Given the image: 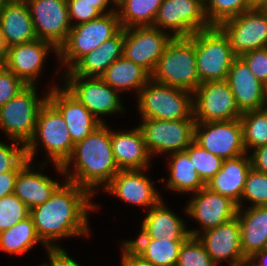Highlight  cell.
I'll use <instances>...</instances> for the list:
<instances>
[{"label":"cell","instance_id":"cell-15","mask_svg":"<svg viewBox=\"0 0 267 266\" xmlns=\"http://www.w3.org/2000/svg\"><path fill=\"white\" fill-rule=\"evenodd\" d=\"M168 33L154 26L126 28L123 56L142 66L151 74L167 45L173 39V35Z\"/></svg>","mask_w":267,"mask_h":266},{"label":"cell","instance_id":"cell-19","mask_svg":"<svg viewBox=\"0 0 267 266\" xmlns=\"http://www.w3.org/2000/svg\"><path fill=\"white\" fill-rule=\"evenodd\" d=\"M145 170H120L111 181L101 188L125 203L147 207L149 210L161 200L155 182L145 175Z\"/></svg>","mask_w":267,"mask_h":266},{"label":"cell","instance_id":"cell-41","mask_svg":"<svg viewBox=\"0 0 267 266\" xmlns=\"http://www.w3.org/2000/svg\"><path fill=\"white\" fill-rule=\"evenodd\" d=\"M28 161L25 145L13 140L11 145L0 141V174L19 171Z\"/></svg>","mask_w":267,"mask_h":266},{"label":"cell","instance_id":"cell-11","mask_svg":"<svg viewBox=\"0 0 267 266\" xmlns=\"http://www.w3.org/2000/svg\"><path fill=\"white\" fill-rule=\"evenodd\" d=\"M195 122L239 119L242 112L227 80L202 82L193 92Z\"/></svg>","mask_w":267,"mask_h":266},{"label":"cell","instance_id":"cell-44","mask_svg":"<svg viewBox=\"0 0 267 266\" xmlns=\"http://www.w3.org/2000/svg\"><path fill=\"white\" fill-rule=\"evenodd\" d=\"M262 83H267V47L254 49L240 56Z\"/></svg>","mask_w":267,"mask_h":266},{"label":"cell","instance_id":"cell-8","mask_svg":"<svg viewBox=\"0 0 267 266\" xmlns=\"http://www.w3.org/2000/svg\"><path fill=\"white\" fill-rule=\"evenodd\" d=\"M195 57L200 83L226 80L233 59L227 36L218 26L195 33Z\"/></svg>","mask_w":267,"mask_h":266},{"label":"cell","instance_id":"cell-48","mask_svg":"<svg viewBox=\"0 0 267 266\" xmlns=\"http://www.w3.org/2000/svg\"><path fill=\"white\" fill-rule=\"evenodd\" d=\"M18 172L9 171L0 174V198L14 193Z\"/></svg>","mask_w":267,"mask_h":266},{"label":"cell","instance_id":"cell-56","mask_svg":"<svg viewBox=\"0 0 267 266\" xmlns=\"http://www.w3.org/2000/svg\"><path fill=\"white\" fill-rule=\"evenodd\" d=\"M262 10L267 14V2H266V4L262 7Z\"/></svg>","mask_w":267,"mask_h":266},{"label":"cell","instance_id":"cell-9","mask_svg":"<svg viewBox=\"0 0 267 266\" xmlns=\"http://www.w3.org/2000/svg\"><path fill=\"white\" fill-rule=\"evenodd\" d=\"M138 126L151 157L184 151L194 141L195 119H141Z\"/></svg>","mask_w":267,"mask_h":266},{"label":"cell","instance_id":"cell-5","mask_svg":"<svg viewBox=\"0 0 267 266\" xmlns=\"http://www.w3.org/2000/svg\"><path fill=\"white\" fill-rule=\"evenodd\" d=\"M137 99L141 119H194L193 93L185 89L150 79Z\"/></svg>","mask_w":267,"mask_h":266},{"label":"cell","instance_id":"cell-29","mask_svg":"<svg viewBox=\"0 0 267 266\" xmlns=\"http://www.w3.org/2000/svg\"><path fill=\"white\" fill-rule=\"evenodd\" d=\"M28 161L18 172L14 194L31 210L46 202L61 185L47 175L35 172Z\"/></svg>","mask_w":267,"mask_h":266},{"label":"cell","instance_id":"cell-4","mask_svg":"<svg viewBox=\"0 0 267 266\" xmlns=\"http://www.w3.org/2000/svg\"><path fill=\"white\" fill-rule=\"evenodd\" d=\"M39 140L53 167L64 174L62 166L71 157L74 144L65 120L48 100L39 111L34 135L26 146L27 158L31 162L38 152Z\"/></svg>","mask_w":267,"mask_h":266},{"label":"cell","instance_id":"cell-58","mask_svg":"<svg viewBox=\"0 0 267 266\" xmlns=\"http://www.w3.org/2000/svg\"><path fill=\"white\" fill-rule=\"evenodd\" d=\"M115 5H117L121 0H112Z\"/></svg>","mask_w":267,"mask_h":266},{"label":"cell","instance_id":"cell-22","mask_svg":"<svg viewBox=\"0 0 267 266\" xmlns=\"http://www.w3.org/2000/svg\"><path fill=\"white\" fill-rule=\"evenodd\" d=\"M226 80L242 113L265 108L264 83L254 76L240 56L233 59Z\"/></svg>","mask_w":267,"mask_h":266},{"label":"cell","instance_id":"cell-1","mask_svg":"<svg viewBox=\"0 0 267 266\" xmlns=\"http://www.w3.org/2000/svg\"><path fill=\"white\" fill-rule=\"evenodd\" d=\"M92 196L86 188L65 180L46 202L30 210L36 232L48 248H60L56 240L61 238L89 235L88 211L96 210Z\"/></svg>","mask_w":267,"mask_h":266},{"label":"cell","instance_id":"cell-14","mask_svg":"<svg viewBox=\"0 0 267 266\" xmlns=\"http://www.w3.org/2000/svg\"><path fill=\"white\" fill-rule=\"evenodd\" d=\"M227 36L235 56L267 47V14L250 9L218 26Z\"/></svg>","mask_w":267,"mask_h":266},{"label":"cell","instance_id":"cell-28","mask_svg":"<svg viewBox=\"0 0 267 266\" xmlns=\"http://www.w3.org/2000/svg\"><path fill=\"white\" fill-rule=\"evenodd\" d=\"M0 29L8 47L38 39L27 2H7L0 12Z\"/></svg>","mask_w":267,"mask_h":266},{"label":"cell","instance_id":"cell-46","mask_svg":"<svg viewBox=\"0 0 267 266\" xmlns=\"http://www.w3.org/2000/svg\"><path fill=\"white\" fill-rule=\"evenodd\" d=\"M121 244V266H155L139 257L124 241Z\"/></svg>","mask_w":267,"mask_h":266},{"label":"cell","instance_id":"cell-2","mask_svg":"<svg viewBox=\"0 0 267 266\" xmlns=\"http://www.w3.org/2000/svg\"><path fill=\"white\" fill-rule=\"evenodd\" d=\"M74 171H70V165ZM67 181L86 188L92 195L105 187L120 171L111 145V129L102 123L74 145L71 157L62 166Z\"/></svg>","mask_w":267,"mask_h":266},{"label":"cell","instance_id":"cell-7","mask_svg":"<svg viewBox=\"0 0 267 266\" xmlns=\"http://www.w3.org/2000/svg\"><path fill=\"white\" fill-rule=\"evenodd\" d=\"M36 92L35 85H27L0 107V130L25 146L32 140L39 111L48 100V94L39 98Z\"/></svg>","mask_w":267,"mask_h":266},{"label":"cell","instance_id":"cell-54","mask_svg":"<svg viewBox=\"0 0 267 266\" xmlns=\"http://www.w3.org/2000/svg\"><path fill=\"white\" fill-rule=\"evenodd\" d=\"M264 103L265 108H267V83L264 84Z\"/></svg>","mask_w":267,"mask_h":266},{"label":"cell","instance_id":"cell-43","mask_svg":"<svg viewBox=\"0 0 267 266\" xmlns=\"http://www.w3.org/2000/svg\"><path fill=\"white\" fill-rule=\"evenodd\" d=\"M67 5L72 26L97 19L102 15L95 8V4L85 0H67Z\"/></svg>","mask_w":267,"mask_h":266},{"label":"cell","instance_id":"cell-34","mask_svg":"<svg viewBox=\"0 0 267 266\" xmlns=\"http://www.w3.org/2000/svg\"><path fill=\"white\" fill-rule=\"evenodd\" d=\"M163 0H121L116 7L123 29L153 26Z\"/></svg>","mask_w":267,"mask_h":266},{"label":"cell","instance_id":"cell-3","mask_svg":"<svg viewBox=\"0 0 267 266\" xmlns=\"http://www.w3.org/2000/svg\"><path fill=\"white\" fill-rule=\"evenodd\" d=\"M151 79L195 91L201 84L195 57V33L190 37H173L151 73Z\"/></svg>","mask_w":267,"mask_h":266},{"label":"cell","instance_id":"cell-23","mask_svg":"<svg viewBox=\"0 0 267 266\" xmlns=\"http://www.w3.org/2000/svg\"><path fill=\"white\" fill-rule=\"evenodd\" d=\"M111 145L114 158L120 170H146L150 168L151 155L145 145L140 128L112 131Z\"/></svg>","mask_w":267,"mask_h":266},{"label":"cell","instance_id":"cell-26","mask_svg":"<svg viewBox=\"0 0 267 266\" xmlns=\"http://www.w3.org/2000/svg\"><path fill=\"white\" fill-rule=\"evenodd\" d=\"M162 199L150 208L141 224V232L150 239L186 240L190 234L183 218L164 205Z\"/></svg>","mask_w":267,"mask_h":266},{"label":"cell","instance_id":"cell-31","mask_svg":"<svg viewBox=\"0 0 267 266\" xmlns=\"http://www.w3.org/2000/svg\"><path fill=\"white\" fill-rule=\"evenodd\" d=\"M101 78L117 91L135 90L138 96L140 90L151 79V74L142 66L124 56L113 62Z\"/></svg>","mask_w":267,"mask_h":266},{"label":"cell","instance_id":"cell-40","mask_svg":"<svg viewBox=\"0 0 267 266\" xmlns=\"http://www.w3.org/2000/svg\"><path fill=\"white\" fill-rule=\"evenodd\" d=\"M30 216V209L14 193L0 198V233Z\"/></svg>","mask_w":267,"mask_h":266},{"label":"cell","instance_id":"cell-17","mask_svg":"<svg viewBox=\"0 0 267 266\" xmlns=\"http://www.w3.org/2000/svg\"><path fill=\"white\" fill-rule=\"evenodd\" d=\"M193 195L184 211L201 225L202 230L188 229L190 236L197 237L201 232L218 227L237 216L238 206L234 201L206 186Z\"/></svg>","mask_w":267,"mask_h":266},{"label":"cell","instance_id":"cell-52","mask_svg":"<svg viewBox=\"0 0 267 266\" xmlns=\"http://www.w3.org/2000/svg\"><path fill=\"white\" fill-rule=\"evenodd\" d=\"M267 0H249V6L251 9H262Z\"/></svg>","mask_w":267,"mask_h":266},{"label":"cell","instance_id":"cell-27","mask_svg":"<svg viewBox=\"0 0 267 266\" xmlns=\"http://www.w3.org/2000/svg\"><path fill=\"white\" fill-rule=\"evenodd\" d=\"M246 209V210H245ZM238 207L241 248L246 259L267 249V206Z\"/></svg>","mask_w":267,"mask_h":266},{"label":"cell","instance_id":"cell-53","mask_svg":"<svg viewBox=\"0 0 267 266\" xmlns=\"http://www.w3.org/2000/svg\"><path fill=\"white\" fill-rule=\"evenodd\" d=\"M232 266H254V265L249 261V259H247L241 263H237V264L232 265Z\"/></svg>","mask_w":267,"mask_h":266},{"label":"cell","instance_id":"cell-57","mask_svg":"<svg viewBox=\"0 0 267 266\" xmlns=\"http://www.w3.org/2000/svg\"><path fill=\"white\" fill-rule=\"evenodd\" d=\"M8 2H13V1H19V2H27L28 0H7Z\"/></svg>","mask_w":267,"mask_h":266},{"label":"cell","instance_id":"cell-35","mask_svg":"<svg viewBox=\"0 0 267 266\" xmlns=\"http://www.w3.org/2000/svg\"><path fill=\"white\" fill-rule=\"evenodd\" d=\"M240 120L247 154L251 149L267 145V108L244 112Z\"/></svg>","mask_w":267,"mask_h":266},{"label":"cell","instance_id":"cell-24","mask_svg":"<svg viewBox=\"0 0 267 266\" xmlns=\"http://www.w3.org/2000/svg\"><path fill=\"white\" fill-rule=\"evenodd\" d=\"M248 154L223 160L221 169L206 183V187L230 198L237 205L245 187L248 172L251 169V161Z\"/></svg>","mask_w":267,"mask_h":266},{"label":"cell","instance_id":"cell-13","mask_svg":"<svg viewBox=\"0 0 267 266\" xmlns=\"http://www.w3.org/2000/svg\"><path fill=\"white\" fill-rule=\"evenodd\" d=\"M194 142L222 160L246 154L240 118L230 121L195 122Z\"/></svg>","mask_w":267,"mask_h":266},{"label":"cell","instance_id":"cell-39","mask_svg":"<svg viewBox=\"0 0 267 266\" xmlns=\"http://www.w3.org/2000/svg\"><path fill=\"white\" fill-rule=\"evenodd\" d=\"M176 266H217L206 251L203 243L189 236L181 245Z\"/></svg>","mask_w":267,"mask_h":266},{"label":"cell","instance_id":"cell-30","mask_svg":"<svg viewBox=\"0 0 267 266\" xmlns=\"http://www.w3.org/2000/svg\"><path fill=\"white\" fill-rule=\"evenodd\" d=\"M185 240L147 238L141 231L138 238L124 242L142 259L155 266H176L181 245Z\"/></svg>","mask_w":267,"mask_h":266},{"label":"cell","instance_id":"cell-37","mask_svg":"<svg viewBox=\"0 0 267 266\" xmlns=\"http://www.w3.org/2000/svg\"><path fill=\"white\" fill-rule=\"evenodd\" d=\"M198 175L206 184L220 169L223 160L203 149L194 141L185 149Z\"/></svg>","mask_w":267,"mask_h":266},{"label":"cell","instance_id":"cell-20","mask_svg":"<svg viewBox=\"0 0 267 266\" xmlns=\"http://www.w3.org/2000/svg\"><path fill=\"white\" fill-rule=\"evenodd\" d=\"M48 90V101L60 112L65 120L73 144L86 138L102 124L82 103L64 87L52 85ZM59 87V88H58Z\"/></svg>","mask_w":267,"mask_h":266},{"label":"cell","instance_id":"cell-32","mask_svg":"<svg viewBox=\"0 0 267 266\" xmlns=\"http://www.w3.org/2000/svg\"><path fill=\"white\" fill-rule=\"evenodd\" d=\"M169 178L166 186L169 190L181 193H197L206 184L198 175L189 154L184 151L174 152L169 155Z\"/></svg>","mask_w":267,"mask_h":266},{"label":"cell","instance_id":"cell-12","mask_svg":"<svg viewBox=\"0 0 267 266\" xmlns=\"http://www.w3.org/2000/svg\"><path fill=\"white\" fill-rule=\"evenodd\" d=\"M153 26L165 32L173 31V37H190L212 27L205 5L199 0H163Z\"/></svg>","mask_w":267,"mask_h":266},{"label":"cell","instance_id":"cell-21","mask_svg":"<svg viewBox=\"0 0 267 266\" xmlns=\"http://www.w3.org/2000/svg\"><path fill=\"white\" fill-rule=\"evenodd\" d=\"M197 238L217 266L225 259L229 263L228 266L247 260L242 253L241 230L237 216L218 227L201 232Z\"/></svg>","mask_w":267,"mask_h":266},{"label":"cell","instance_id":"cell-47","mask_svg":"<svg viewBox=\"0 0 267 266\" xmlns=\"http://www.w3.org/2000/svg\"><path fill=\"white\" fill-rule=\"evenodd\" d=\"M249 157L253 169L267 173V145L253 149Z\"/></svg>","mask_w":267,"mask_h":266},{"label":"cell","instance_id":"cell-33","mask_svg":"<svg viewBox=\"0 0 267 266\" xmlns=\"http://www.w3.org/2000/svg\"><path fill=\"white\" fill-rule=\"evenodd\" d=\"M38 243L49 249L39 238L31 216L0 233V250L9 254L22 255Z\"/></svg>","mask_w":267,"mask_h":266},{"label":"cell","instance_id":"cell-50","mask_svg":"<svg viewBox=\"0 0 267 266\" xmlns=\"http://www.w3.org/2000/svg\"><path fill=\"white\" fill-rule=\"evenodd\" d=\"M249 261L254 266H267V249L255 253Z\"/></svg>","mask_w":267,"mask_h":266},{"label":"cell","instance_id":"cell-18","mask_svg":"<svg viewBox=\"0 0 267 266\" xmlns=\"http://www.w3.org/2000/svg\"><path fill=\"white\" fill-rule=\"evenodd\" d=\"M58 57V49L50 42L36 39L29 43L14 44L8 47L3 65L12 71L26 85H36L48 52Z\"/></svg>","mask_w":267,"mask_h":266},{"label":"cell","instance_id":"cell-16","mask_svg":"<svg viewBox=\"0 0 267 266\" xmlns=\"http://www.w3.org/2000/svg\"><path fill=\"white\" fill-rule=\"evenodd\" d=\"M27 3L37 38L59 50L72 28L67 0H28Z\"/></svg>","mask_w":267,"mask_h":266},{"label":"cell","instance_id":"cell-49","mask_svg":"<svg viewBox=\"0 0 267 266\" xmlns=\"http://www.w3.org/2000/svg\"><path fill=\"white\" fill-rule=\"evenodd\" d=\"M88 1L91 4H95V8L103 15V14H109L112 12H115L116 9H111L109 8V4L112 6L114 5L116 7V5L114 4V2L112 0H85ZM109 8V10H107Z\"/></svg>","mask_w":267,"mask_h":266},{"label":"cell","instance_id":"cell-59","mask_svg":"<svg viewBox=\"0 0 267 266\" xmlns=\"http://www.w3.org/2000/svg\"><path fill=\"white\" fill-rule=\"evenodd\" d=\"M201 1L203 4H205L208 0H199Z\"/></svg>","mask_w":267,"mask_h":266},{"label":"cell","instance_id":"cell-38","mask_svg":"<svg viewBox=\"0 0 267 266\" xmlns=\"http://www.w3.org/2000/svg\"><path fill=\"white\" fill-rule=\"evenodd\" d=\"M242 200L250 201V207L267 206V173L251 167L246 178L241 202L237 205L238 207L244 206Z\"/></svg>","mask_w":267,"mask_h":266},{"label":"cell","instance_id":"cell-6","mask_svg":"<svg viewBox=\"0 0 267 266\" xmlns=\"http://www.w3.org/2000/svg\"><path fill=\"white\" fill-rule=\"evenodd\" d=\"M122 26L117 10L99 18L72 26L66 42L58 50L60 66L68 71L82 56L116 36Z\"/></svg>","mask_w":267,"mask_h":266},{"label":"cell","instance_id":"cell-36","mask_svg":"<svg viewBox=\"0 0 267 266\" xmlns=\"http://www.w3.org/2000/svg\"><path fill=\"white\" fill-rule=\"evenodd\" d=\"M204 5L211 26H219L226 20L251 9L249 0H208Z\"/></svg>","mask_w":267,"mask_h":266},{"label":"cell","instance_id":"cell-10","mask_svg":"<svg viewBox=\"0 0 267 266\" xmlns=\"http://www.w3.org/2000/svg\"><path fill=\"white\" fill-rule=\"evenodd\" d=\"M62 76L65 82L63 87L102 123H104L103 115L124 113L120 92L113 89L101 77Z\"/></svg>","mask_w":267,"mask_h":266},{"label":"cell","instance_id":"cell-42","mask_svg":"<svg viewBox=\"0 0 267 266\" xmlns=\"http://www.w3.org/2000/svg\"><path fill=\"white\" fill-rule=\"evenodd\" d=\"M26 86L12 71L0 64V107L14 98Z\"/></svg>","mask_w":267,"mask_h":266},{"label":"cell","instance_id":"cell-45","mask_svg":"<svg viewBox=\"0 0 267 266\" xmlns=\"http://www.w3.org/2000/svg\"><path fill=\"white\" fill-rule=\"evenodd\" d=\"M49 262L40 264L41 266H81L73 258H71L67 251L60 248L47 249Z\"/></svg>","mask_w":267,"mask_h":266},{"label":"cell","instance_id":"cell-25","mask_svg":"<svg viewBox=\"0 0 267 266\" xmlns=\"http://www.w3.org/2000/svg\"><path fill=\"white\" fill-rule=\"evenodd\" d=\"M124 38L125 29H122L116 36L82 56L63 75L101 77L113 62L123 56Z\"/></svg>","mask_w":267,"mask_h":266},{"label":"cell","instance_id":"cell-55","mask_svg":"<svg viewBox=\"0 0 267 266\" xmlns=\"http://www.w3.org/2000/svg\"><path fill=\"white\" fill-rule=\"evenodd\" d=\"M7 2H8L7 0H0V12L3 10V8Z\"/></svg>","mask_w":267,"mask_h":266},{"label":"cell","instance_id":"cell-51","mask_svg":"<svg viewBox=\"0 0 267 266\" xmlns=\"http://www.w3.org/2000/svg\"><path fill=\"white\" fill-rule=\"evenodd\" d=\"M8 46L5 43L2 31L0 29V64H3L7 56Z\"/></svg>","mask_w":267,"mask_h":266}]
</instances>
